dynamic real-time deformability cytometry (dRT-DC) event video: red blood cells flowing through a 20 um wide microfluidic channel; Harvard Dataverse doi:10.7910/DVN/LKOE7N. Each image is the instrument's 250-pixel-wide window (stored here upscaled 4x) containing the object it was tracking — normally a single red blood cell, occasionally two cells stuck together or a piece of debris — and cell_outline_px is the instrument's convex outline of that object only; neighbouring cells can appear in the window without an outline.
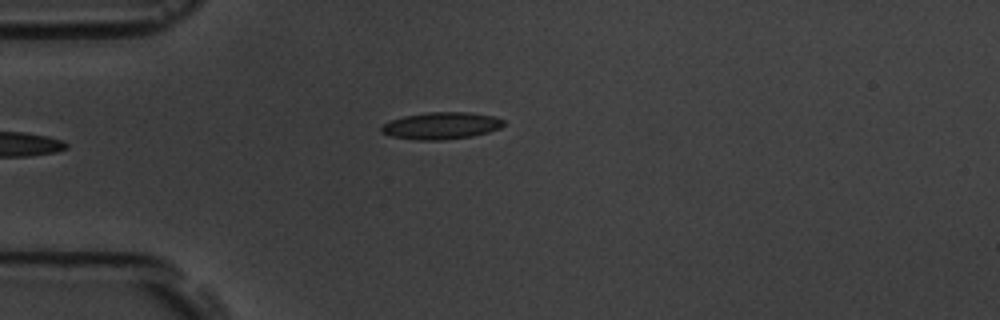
{"species": "common noctule bat (a hibernating species)", "species_latin": "Nyctalus noctula", "temperature_condition": "room temperature", "stored_images_in_passage": 5, "camera_frame_rate_fps": 3000, "um_per_image_px": 0.085, "animal": {"sex": "male", "body_mass_g": 19.5, "forearm_length_mm": 54.6}, "frame": {"image": 1, "passage_image": 5, "time_ms": 4.667, "image_size_px": [1000, 320], "cell_outline_px": [[504, 124], [500, 128], [488, 132], [472, 136], [444, 140], [416, 140], [392, 136], [380, 132], [380, 128], [384, 124], [392, 120], [404, 116], [428, 112], [468, 112], [496, 116], [504, 120]], "centroid_in_image_um": [37.53, 10.68], "position_along_channel_um": 47.5, "area_um2": 19.25}}